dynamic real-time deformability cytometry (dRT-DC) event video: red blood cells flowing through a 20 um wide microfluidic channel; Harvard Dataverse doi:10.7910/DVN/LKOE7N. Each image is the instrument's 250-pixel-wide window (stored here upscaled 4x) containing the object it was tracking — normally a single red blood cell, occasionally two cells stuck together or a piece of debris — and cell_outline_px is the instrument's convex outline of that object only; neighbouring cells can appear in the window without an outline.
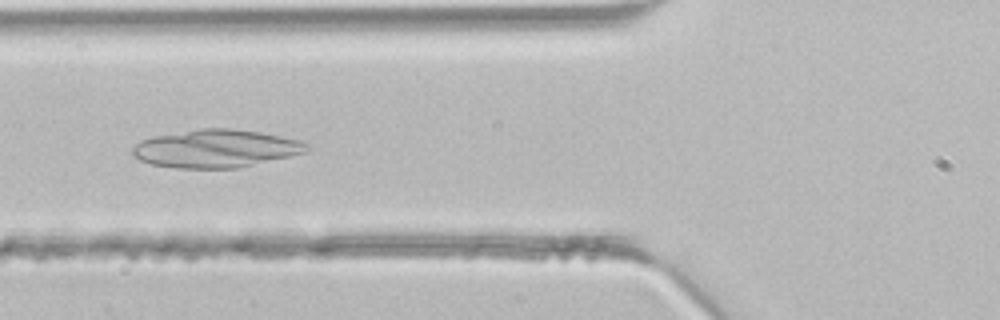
{"species": "common noctule bat (a hibernating species)", "species_latin": "Nyctalus noctula", "temperature_condition": "room temperature", "stored_images_in_passage": 42, "camera_frame_rate_fps": 3000, "um_per_image_px": 0.085, "animal": {"sex": "male", "body_mass_g": 21.5, "forearm_length_mm": 52.0}, "frame": {"image": 1, "passage_image": 15, "time_ms": 4.667, "image_size_px": [1000, 320], "cell_outline_px": [[312, 148], [304, 152], [240, 168], [176, 168], [152, 164], [140, 160], [132, 156], [132, 148], [140, 140], [152, 136], [200, 128], [232, 128], [260, 132], [304, 140], [312, 144]], "centroid_in_image_um": [18.38, 12.62], "position_along_channel_um": 107.4, "area_um2": 38.9}}
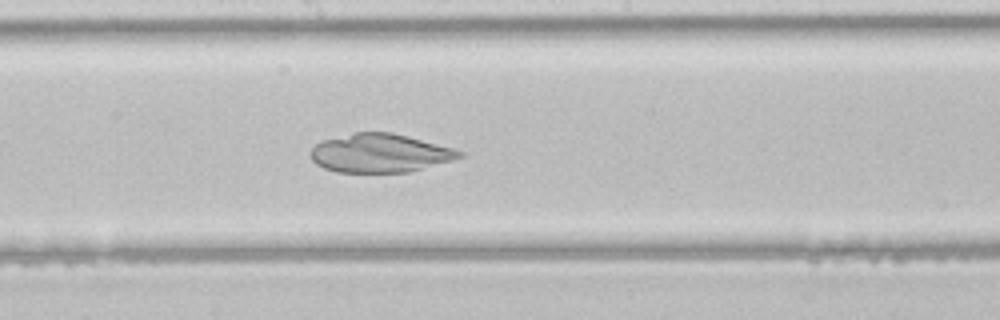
{"frame": {"image": 2, "passage_image": 22, "time_ms": 7.0, "image_size_px": [1000, 320], "cell_outline_px": [[464, 156], [452, 160], [408, 172], [336, 172], [324, 168], [316, 164], [312, 160], [312, 148], [316, 144], [324, 140], [356, 132], [392, 132], [456, 148], [464, 152]], "centroid_in_image_um": [32.34, 13.01], "position_along_channel_um": 215.9, "area_um2": 33.35}}
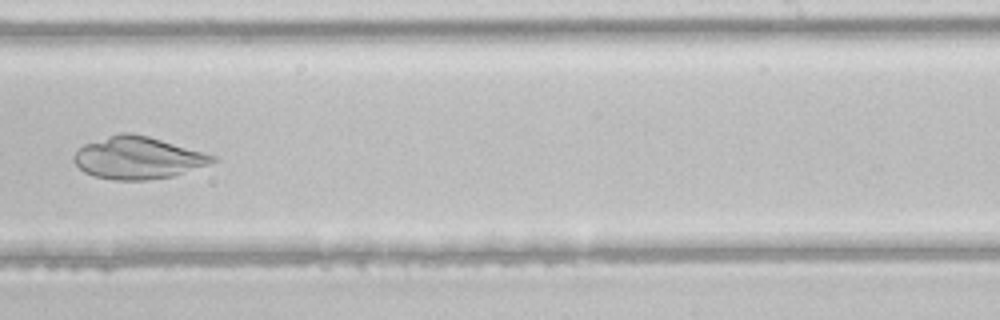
{"frame": {"image": 3, "passage_image": 26, "time_ms": 8.333, "image_size_px": [1000, 320], "cell_outline_px": [[216, 160], [208, 164], [172, 176], [148, 180], [112, 180], [96, 176], [84, 172], [72, 160], [72, 156], [84, 144], [120, 132], [128, 132], [148, 136], [204, 152], [216, 156]], "centroid_in_image_um": [11.69, 13.41], "position_along_channel_um": 277.3, "area_um2": 33.81}}